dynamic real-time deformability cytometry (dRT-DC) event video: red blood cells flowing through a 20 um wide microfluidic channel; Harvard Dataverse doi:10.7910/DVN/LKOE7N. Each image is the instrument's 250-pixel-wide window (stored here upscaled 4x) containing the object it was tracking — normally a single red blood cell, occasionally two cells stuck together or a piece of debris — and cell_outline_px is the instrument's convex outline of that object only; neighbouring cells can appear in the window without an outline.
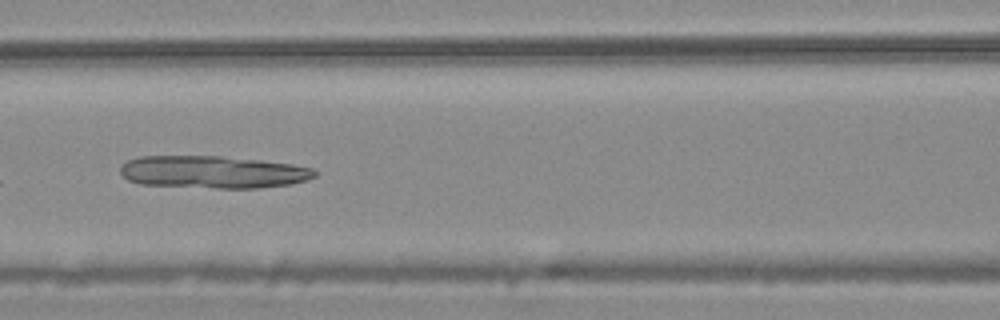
{"species": "common noctule bat (a hibernating species)", "species_latin": "Nyctalus noctula", "temperature_condition": "warm", "stored_images_in_passage": 6, "camera_frame_rate_fps": 3000, "um_per_image_px": 0.085, "animal": {"sex": "male", "body_mass_g": 20.4}, "frame": {"image": 1, "passage_image": 6, "time_ms": 1.667, "image_size_px": [1000, 320], "cell_outline_px": [[316, 176], [308, 180], [292, 184], [260, 188], [216, 188], [140, 184], [128, 180], [120, 172], [120, 168], [128, 160], [140, 156], [220, 156], [260, 160], [292, 164], [312, 168], [316, 172]], "centroid_in_image_um": [18.12, 14.62], "position_along_channel_um": 148.5, "area_um2": 36.82}}